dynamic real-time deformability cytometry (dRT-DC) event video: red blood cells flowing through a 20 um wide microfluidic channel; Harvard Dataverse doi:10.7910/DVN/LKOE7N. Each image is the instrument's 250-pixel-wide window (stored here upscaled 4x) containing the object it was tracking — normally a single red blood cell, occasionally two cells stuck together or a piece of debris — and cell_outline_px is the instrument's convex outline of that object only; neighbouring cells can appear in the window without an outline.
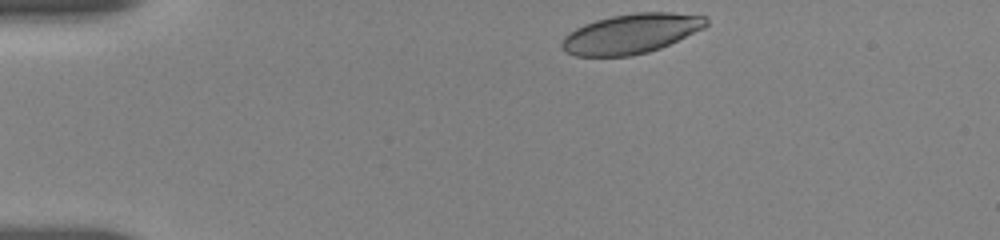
{"species": "human", "species_latin": "Homo sapiens", "temperature_condition": "room temperature", "stored_images_in_passage": 42, "camera_frame_rate_fps": 3000, "um_per_image_px": 0.085, "donor": {"sex": "female"}, "frame": {"image": 1, "passage_image": 1, "time_ms": 0.0, "image_size_px": [1000, 240], "cell_outline_px": [[708, 24], [704, 28], [660, 48], [648, 52], [632, 56], [576, 56], [564, 52], [560, 44], [564, 36], [568, 32], [584, 24], [596, 20], [612, 16], [636, 12], [672, 12], [708, 16]], "centroid_in_image_um": [53.63, 2.86], "position_along_channel_um": 31.4, "area_um2": 33.58}}
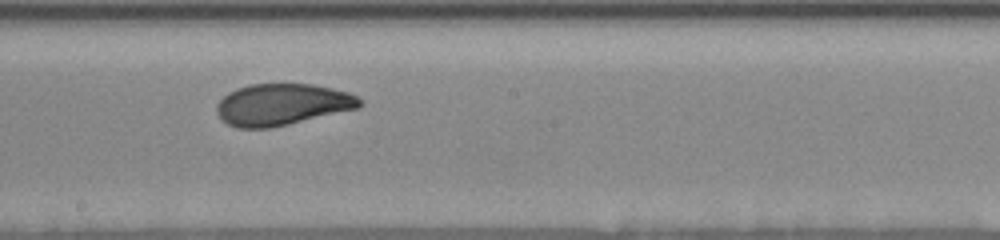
{"frame": {"image": 2, "passage_image": 22, "time_ms": 7.0, "image_size_px": [1000, 240], "cell_outline_px": [[364, 104], [360, 108], [272, 128], [236, 128], [228, 124], [216, 112], [216, 104], [228, 92], [236, 88], [248, 84], [312, 84], [332, 88], [348, 92], [356, 96]], "centroid_in_image_um": [23.99, 8.88], "position_along_channel_um": 224.2, "area_um2": 34.85}}
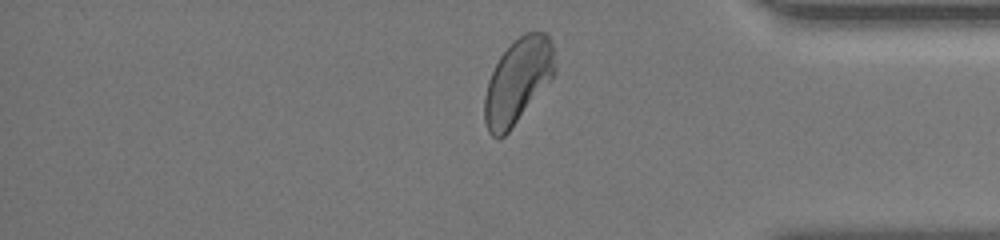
{"frame": {"image": 3, "passage_image": 37, "time_ms": 12.0, "image_size_px": [1000, 240], "cell_outline_px": [[556, 72], [552, 80], [508, 132], [504, 136], [492, 136], [488, 132], [484, 120], [484, 96], [488, 80], [500, 56], [524, 32], [544, 32], [548, 36], [552, 44], [556, 68]], "centroid_in_image_um": [44.02, 6.9], "position_along_channel_um": 391.2, "area_um2": 34.62}, "authors_computed_cell_mechanics": {"area_um2": 34.7378, "velocity_mm_per_s": 3.6366, "shape_relaxation_time_tau1_ms": 3.6302, "shape_relaxation_time_tau2_ms": 1.0737, "deformation_change_tau1": 0.1328, "deformation_change_tau2": 0.0495}}